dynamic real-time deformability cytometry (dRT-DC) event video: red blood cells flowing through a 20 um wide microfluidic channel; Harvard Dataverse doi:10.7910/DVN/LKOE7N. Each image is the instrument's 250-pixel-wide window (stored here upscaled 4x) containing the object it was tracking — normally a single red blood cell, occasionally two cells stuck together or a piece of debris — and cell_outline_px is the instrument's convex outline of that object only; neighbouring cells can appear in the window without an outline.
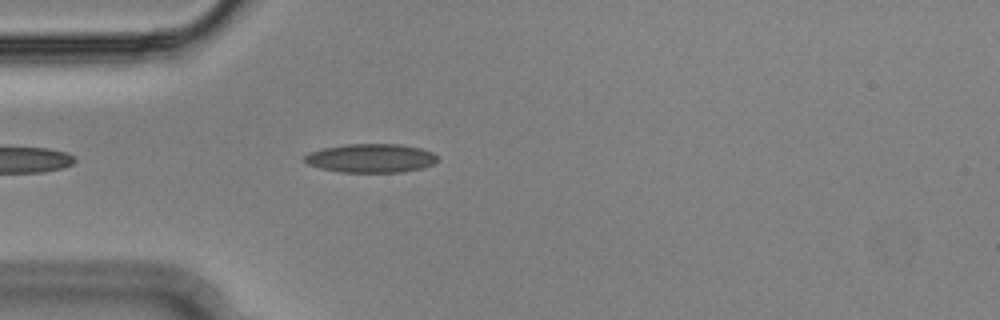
{"species": "Egyptian fruit bat (a non-hibernating species)", "species_latin": "Rousettus aegyptiacus", "temperature_condition": "cold", "stored_images_in_passage": 8, "camera_frame_rate_fps": 3000, "um_per_image_px": 0.085, "animal": {"sex": "male"}, "frame": {"image": 1, "passage_image": 4, "time_ms": 1.0, "image_size_px": [1000, 320], "cell_outline_px": [[436, 160], [432, 164], [420, 168], [404, 172], [340, 172], [320, 168], [308, 164], [304, 160], [304, 156], [308, 152], [324, 148], [348, 144], [400, 144], [420, 148], [432, 152], [436, 156]], "centroid_in_image_um": [31.49, 13.44], "position_along_channel_um": 53.5, "area_um2": 22.14}}
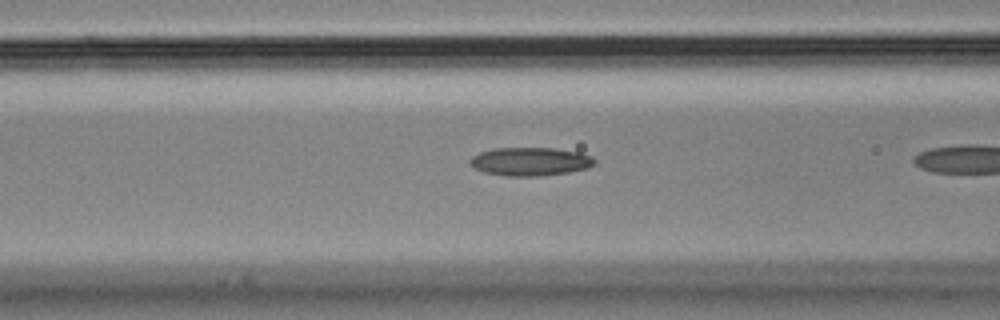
{"frame": {"image": 2, "passage_image": 7, "time_ms": 2.0, "image_size_px": [1000, 320], "cell_outline_px": [[596, 164], [588, 168], [568, 172], [540, 176], [508, 176], [484, 172], [472, 168], [468, 164], [468, 160], [472, 156], [480, 152], [492, 148], [556, 148], [580, 152], [592, 156], [596, 160]], "centroid_in_image_um": [45.06, 13.72], "position_along_channel_um": 121.5, "area_um2": 20.92}}